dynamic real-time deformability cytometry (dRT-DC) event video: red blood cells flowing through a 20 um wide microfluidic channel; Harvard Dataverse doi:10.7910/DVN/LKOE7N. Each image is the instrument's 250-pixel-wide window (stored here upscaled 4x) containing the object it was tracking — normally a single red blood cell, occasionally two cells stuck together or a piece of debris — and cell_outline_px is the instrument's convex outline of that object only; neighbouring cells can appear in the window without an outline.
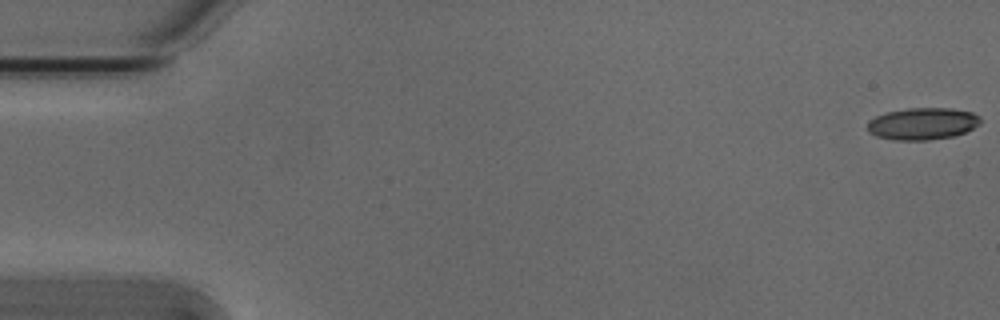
{"species": "Egyptian fruit bat (a non-hibernating species)", "species_latin": "Rousettus aegyptiacus", "temperature_condition": "cold", "stored_images_in_passage": 54, "camera_frame_rate_fps": 3000, "um_per_image_px": 0.085, "animal": {"sex": "male"}, "frame": {"image": 1, "passage_image": 1, "time_ms": 0.0, "image_size_px": [1000, 320], "cell_outline_px": [[980, 124], [964, 132], [952, 136], [928, 140], [892, 140], [876, 136], [868, 132], [868, 120], [876, 116], [888, 112], [908, 108], [952, 108], [972, 112], [980, 116]], "centroid_in_image_um": [78.4, 10.51], "position_along_channel_um": 6.6, "area_um2": 21.04}}
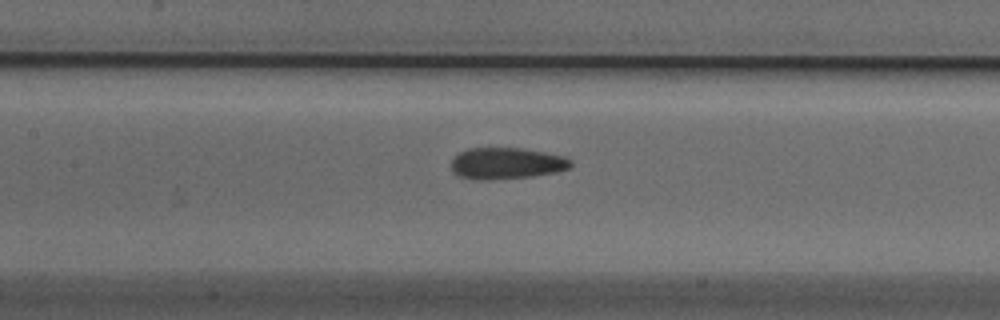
{"frame": {"image": 2, "passage_image": 25, "time_ms": 8.0, "image_size_px": [1000, 320], "cell_outline_px": [[572, 164], [568, 168], [556, 172], [532, 176], [488, 180], [476, 180], [460, 176], [452, 172], [452, 160], [460, 152], [468, 148], [524, 148], [564, 156], [572, 160]], "centroid_in_image_um": [43.05, 13.88], "position_along_channel_um": 164.3, "area_um2": 21.91}}
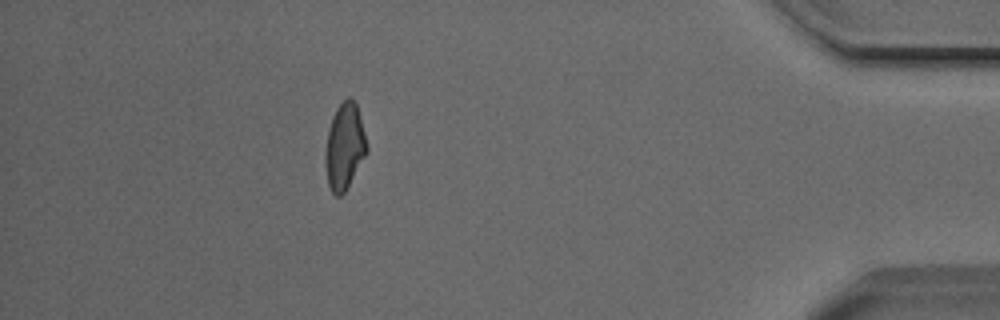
{"frame": {"image": 3, "passage_image": 48, "time_ms": 15.667, "image_size_px": [1000, 320], "cell_outline_px": [[368, 152], [344, 192], [340, 196], [336, 196], [332, 192], [328, 184], [324, 164], [324, 156], [328, 132], [332, 116], [336, 108], [348, 96], [356, 104], [364, 132], [368, 148]], "centroid_in_image_um": [29.27, 12.47], "position_along_channel_um": 405.9, "area_um2": 20.69}, "authors_computed_cell_mechanics": {"area_um2": 21.4438, "velocity_mm_per_s": 3.8365, "shape_relaxation_time_tau1_ms": 6.1599, "shape_relaxation_time_tau2_ms": 2.683, "deformation_change_tau1": 0.1496, "deformation_change_tau2": 0.1034}}